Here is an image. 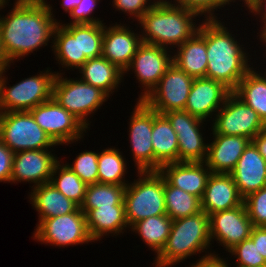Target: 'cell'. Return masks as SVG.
<instances>
[{
    "mask_svg": "<svg viewBox=\"0 0 266 267\" xmlns=\"http://www.w3.org/2000/svg\"><path fill=\"white\" fill-rule=\"evenodd\" d=\"M14 5L7 17L0 16V40L10 63L47 45L58 23L52 6Z\"/></svg>",
    "mask_w": 266,
    "mask_h": 267,
    "instance_id": "6da1fadb",
    "label": "cell"
},
{
    "mask_svg": "<svg viewBox=\"0 0 266 267\" xmlns=\"http://www.w3.org/2000/svg\"><path fill=\"white\" fill-rule=\"evenodd\" d=\"M219 21L206 19V78L219 81L233 91L252 67H249L248 53L243 51L244 47Z\"/></svg>",
    "mask_w": 266,
    "mask_h": 267,
    "instance_id": "7a4b0ae2",
    "label": "cell"
},
{
    "mask_svg": "<svg viewBox=\"0 0 266 267\" xmlns=\"http://www.w3.org/2000/svg\"><path fill=\"white\" fill-rule=\"evenodd\" d=\"M197 16L199 14L192 10L158 0L138 20L144 31L139 35L143 43L163 48H169L168 45L179 47L198 32L199 26L193 22Z\"/></svg>",
    "mask_w": 266,
    "mask_h": 267,
    "instance_id": "3957f363",
    "label": "cell"
},
{
    "mask_svg": "<svg viewBox=\"0 0 266 267\" xmlns=\"http://www.w3.org/2000/svg\"><path fill=\"white\" fill-rule=\"evenodd\" d=\"M209 215L203 210L172 221L169 237L156 255V267H171L211 245ZM197 252V253H196ZM176 263V264H175Z\"/></svg>",
    "mask_w": 266,
    "mask_h": 267,
    "instance_id": "277c9868",
    "label": "cell"
},
{
    "mask_svg": "<svg viewBox=\"0 0 266 267\" xmlns=\"http://www.w3.org/2000/svg\"><path fill=\"white\" fill-rule=\"evenodd\" d=\"M138 176L136 181L126 186L124 193L125 217L129 228L140 220L167 214L164 176L159 171L138 172Z\"/></svg>",
    "mask_w": 266,
    "mask_h": 267,
    "instance_id": "5b68a950",
    "label": "cell"
},
{
    "mask_svg": "<svg viewBox=\"0 0 266 267\" xmlns=\"http://www.w3.org/2000/svg\"><path fill=\"white\" fill-rule=\"evenodd\" d=\"M25 78L19 83L7 88L4 75H0V112L30 111L37 105L52 98L53 83L56 72L53 74L47 68L46 72Z\"/></svg>",
    "mask_w": 266,
    "mask_h": 267,
    "instance_id": "8992f818",
    "label": "cell"
},
{
    "mask_svg": "<svg viewBox=\"0 0 266 267\" xmlns=\"http://www.w3.org/2000/svg\"><path fill=\"white\" fill-rule=\"evenodd\" d=\"M0 140L14 153L57 146L29 111L1 112Z\"/></svg>",
    "mask_w": 266,
    "mask_h": 267,
    "instance_id": "52a82bcc",
    "label": "cell"
},
{
    "mask_svg": "<svg viewBox=\"0 0 266 267\" xmlns=\"http://www.w3.org/2000/svg\"><path fill=\"white\" fill-rule=\"evenodd\" d=\"M52 97L68 112L89 128L88 115L103 105L109 98L103 91L89 83L79 80L62 78L56 73L53 83Z\"/></svg>",
    "mask_w": 266,
    "mask_h": 267,
    "instance_id": "ba28073f",
    "label": "cell"
},
{
    "mask_svg": "<svg viewBox=\"0 0 266 267\" xmlns=\"http://www.w3.org/2000/svg\"><path fill=\"white\" fill-rule=\"evenodd\" d=\"M213 119L212 134L243 136L250 141L262 132L266 125L257 112L231 92Z\"/></svg>",
    "mask_w": 266,
    "mask_h": 267,
    "instance_id": "9c48e42d",
    "label": "cell"
},
{
    "mask_svg": "<svg viewBox=\"0 0 266 267\" xmlns=\"http://www.w3.org/2000/svg\"><path fill=\"white\" fill-rule=\"evenodd\" d=\"M29 112L57 145L78 141L87 129L77 117L63 108L53 97Z\"/></svg>",
    "mask_w": 266,
    "mask_h": 267,
    "instance_id": "30bf717a",
    "label": "cell"
},
{
    "mask_svg": "<svg viewBox=\"0 0 266 267\" xmlns=\"http://www.w3.org/2000/svg\"><path fill=\"white\" fill-rule=\"evenodd\" d=\"M34 239L55 246H71L92 242L87 230L86 216L78 207L70 214L43 219L38 222Z\"/></svg>",
    "mask_w": 266,
    "mask_h": 267,
    "instance_id": "8fae6325",
    "label": "cell"
},
{
    "mask_svg": "<svg viewBox=\"0 0 266 267\" xmlns=\"http://www.w3.org/2000/svg\"><path fill=\"white\" fill-rule=\"evenodd\" d=\"M193 81L173 63L143 101L159 114L184 110Z\"/></svg>",
    "mask_w": 266,
    "mask_h": 267,
    "instance_id": "7c38bea8",
    "label": "cell"
},
{
    "mask_svg": "<svg viewBox=\"0 0 266 267\" xmlns=\"http://www.w3.org/2000/svg\"><path fill=\"white\" fill-rule=\"evenodd\" d=\"M178 137V162H205L208 145L204 143L198 119L185 110L163 114Z\"/></svg>",
    "mask_w": 266,
    "mask_h": 267,
    "instance_id": "4fadbf2b",
    "label": "cell"
},
{
    "mask_svg": "<svg viewBox=\"0 0 266 267\" xmlns=\"http://www.w3.org/2000/svg\"><path fill=\"white\" fill-rule=\"evenodd\" d=\"M167 49L142 43L132 61L124 73L132 69L142 87L145 89L141 92L138 100H143L157 86L161 77L167 69L173 64V56L167 53Z\"/></svg>",
    "mask_w": 266,
    "mask_h": 267,
    "instance_id": "5bb4252c",
    "label": "cell"
},
{
    "mask_svg": "<svg viewBox=\"0 0 266 267\" xmlns=\"http://www.w3.org/2000/svg\"><path fill=\"white\" fill-rule=\"evenodd\" d=\"M130 116L129 138L138 172L153 171V109L138 100Z\"/></svg>",
    "mask_w": 266,
    "mask_h": 267,
    "instance_id": "9a60e30c",
    "label": "cell"
},
{
    "mask_svg": "<svg viewBox=\"0 0 266 267\" xmlns=\"http://www.w3.org/2000/svg\"><path fill=\"white\" fill-rule=\"evenodd\" d=\"M211 240L217 239L226 251L250 238L253 228L244 203L238 207L209 215Z\"/></svg>",
    "mask_w": 266,
    "mask_h": 267,
    "instance_id": "2e32d148",
    "label": "cell"
},
{
    "mask_svg": "<svg viewBox=\"0 0 266 267\" xmlns=\"http://www.w3.org/2000/svg\"><path fill=\"white\" fill-rule=\"evenodd\" d=\"M54 156L49 149L14 153L10 182L27 181L35 186L49 183L54 167L59 161Z\"/></svg>",
    "mask_w": 266,
    "mask_h": 267,
    "instance_id": "e0dca14e",
    "label": "cell"
},
{
    "mask_svg": "<svg viewBox=\"0 0 266 267\" xmlns=\"http://www.w3.org/2000/svg\"><path fill=\"white\" fill-rule=\"evenodd\" d=\"M231 92L219 81L206 77L194 78L184 110L205 122L207 117L212 118L221 108Z\"/></svg>",
    "mask_w": 266,
    "mask_h": 267,
    "instance_id": "ac0fdd59",
    "label": "cell"
},
{
    "mask_svg": "<svg viewBox=\"0 0 266 267\" xmlns=\"http://www.w3.org/2000/svg\"><path fill=\"white\" fill-rule=\"evenodd\" d=\"M142 43L141 36L121 23L104 26L102 56L125 72Z\"/></svg>",
    "mask_w": 266,
    "mask_h": 267,
    "instance_id": "d6986e66",
    "label": "cell"
},
{
    "mask_svg": "<svg viewBox=\"0 0 266 267\" xmlns=\"http://www.w3.org/2000/svg\"><path fill=\"white\" fill-rule=\"evenodd\" d=\"M230 175L243 198L266 186V160L252 141L245 147Z\"/></svg>",
    "mask_w": 266,
    "mask_h": 267,
    "instance_id": "ffe728a7",
    "label": "cell"
},
{
    "mask_svg": "<svg viewBox=\"0 0 266 267\" xmlns=\"http://www.w3.org/2000/svg\"><path fill=\"white\" fill-rule=\"evenodd\" d=\"M159 172L174 187L202 199L209 176L205 162H175L163 165Z\"/></svg>",
    "mask_w": 266,
    "mask_h": 267,
    "instance_id": "44dd1931",
    "label": "cell"
},
{
    "mask_svg": "<svg viewBox=\"0 0 266 267\" xmlns=\"http://www.w3.org/2000/svg\"><path fill=\"white\" fill-rule=\"evenodd\" d=\"M244 198L230 174L212 173L201 199V208L208 215L238 207Z\"/></svg>",
    "mask_w": 266,
    "mask_h": 267,
    "instance_id": "7402d4cb",
    "label": "cell"
},
{
    "mask_svg": "<svg viewBox=\"0 0 266 267\" xmlns=\"http://www.w3.org/2000/svg\"><path fill=\"white\" fill-rule=\"evenodd\" d=\"M205 163L212 173L230 174L250 140L243 136L213 134Z\"/></svg>",
    "mask_w": 266,
    "mask_h": 267,
    "instance_id": "603a6c76",
    "label": "cell"
},
{
    "mask_svg": "<svg viewBox=\"0 0 266 267\" xmlns=\"http://www.w3.org/2000/svg\"><path fill=\"white\" fill-rule=\"evenodd\" d=\"M204 22V23H203ZM199 24L198 32L186 40L173 56V63L193 78L206 77L207 49H206V19Z\"/></svg>",
    "mask_w": 266,
    "mask_h": 267,
    "instance_id": "cb8c5ba5",
    "label": "cell"
},
{
    "mask_svg": "<svg viewBox=\"0 0 266 267\" xmlns=\"http://www.w3.org/2000/svg\"><path fill=\"white\" fill-rule=\"evenodd\" d=\"M153 171L169 163L178 162V137L169 120L153 109Z\"/></svg>",
    "mask_w": 266,
    "mask_h": 267,
    "instance_id": "d4e9b609",
    "label": "cell"
},
{
    "mask_svg": "<svg viewBox=\"0 0 266 267\" xmlns=\"http://www.w3.org/2000/svg\"><path fill=\"white\" fill-rule=\"evenodd\" d=\"M81 211L86 216L87 230L93 242L109 233H124V227H129L125 217V206L98 207Z\"/></svg>",
    "mask_w": 266,
    "mask_h": 267,
    "instance_id": "484cf974",
    "label": "cell"
},
{
    "mask_svg": "<svg viewBox=\"0 0 266 267\" xmlns=\"http://www.w3.org/2000/svg\"><path fill=\"white\" fill-rule=\"evenodd\" d=\"M31 188H33V192L30 194V200L33 207L39 212V222L43 219L70 214L79 207L50 182L38 186L33 185Z\"/></svg>",
    "mask_w": 266,
    "mask_h": 267,
    "instance_id": "4316f807",
    "label": "cell"
},
{
    "mask_svg": "<svg viewBox=\"0 0 266 267\" xmlns=\"http://www.w3.org/2000/svg\"><path fill=\"white\" fill-rule=\"evenodd\" d=\"M79 71L82 73V81L99 88L108 97L119 86L124 76L122 70L103 56L88 59Z\"/></svg>",
    "mask_w": 266,
    "mask_h": 267,
    "instance_id": "83f0119b",
    "label": "cell"
},
{
    "mask_svg": "<svg viewBox=\"0 0 266 267\" xmlns=\"http://www.w3.org/2000/svg\"><path fill=\"white\" fill-rule=\"evenodd\" d=\"M252 69L254 68L247 72L232 92L256 111L266 125V74L261 76Z\"/></svg>",
    "mask_w": 266,
    "mask_h": 267,
    "instance_id": "f1b7e54d",
    "label": "cell"
},
{
    "mask_svg": "<svg viewBox=\"0 0 266 267\" xmlns=\"http://www.w3.org/2000/svg\"><path fill=\"white\" fill-rule=\"evenodd\" d=\"M53 39L54 55L62 67L79 69L78 24L57 23Z\"/></svg>",
    "mask_w": 266,
    "mask_h": 267,
    "instance_id": "f546056e",
    "label": "cell"
},
{
    "mask_svg": "<svg viewBox=\"0 0 266 267\" xmlns=\"http://www.w3.org/2000/svg\"><path fill=\"white\" fill-rule=\"evenodd\" d=\"M172 221L167 214L151 216L134 223L130 228L158 255L167 242Z\"/></svg>",
    "mask_w": 266,
    "mask_h": 267,
    "instance_id": "4dcf8cb0",
    "label": "cell"
},
{
    "mask_svg": "<svg viewBox=\"0 0 266 267\" xmlns=\"http://www.w3.org/2000/svg\"><path fill=\"white\" fill-rule=\"evenodd\" d=\"M164 197L166 213L172 220L189 217L202 211L199 197L172 186L165 178Z\"/></svg>",
    "mask_w": 266,
    "mask_h": 267,
    "instance_id": "1f68e13d",
    "label": "cell"
},
{
    "mask_svg": "<svg viewBox=\"0 0 266 267\" xmlns=\"http://www.w3.org/2000/svg\"><path fill=\"white\" fill-rule=\"evenodd\" d=\"M126 161L115 148L104 149L98 156V183L127 186Z\"/></svg>",
    "mask_w": 266,
    "mask_h": 267,
    "instance_id": "d6a6232c",
    "label": "cell"
},
{
    "mask_svg": "<svg viewBox=\"0 0 266 267\" xmlns=\"http://www.w3.org/2000/svg\"><path fill=\"white\" fill-rule=\"evenodd\" d=\"M126 186L94 183L87 185L85 199L81 209L98 207L125 206L124 193Z\"/></svg>",
    "mask_w": 266,
    "mask_h": 267,
    "instance_id": "836d02e7",
    "label": "cell"
},
{
    "mask_svg": "<svg viewBox=\"0 0 266 267\" xmlns=\"http://www.w3.org/2000/svg\"><path fill=\"white\" fill-rule=\"evenodd\" d=\"M58 161L51 175L50 183L66 198L71 199L79 207L83 204L87 185L67 166ZM56 173H58V176Z\"/></svg>",
    "mask_w": 266,
    "mask_h": 267,
    "instance_id": "e575fe53",
    "label": "cell"
},
{
    "mask_svg": "<svg viewBox=\"0 0 266 267\" xmlns=\"http://www.w3.org/2000/svg\"><path fill=\"white\" fill-rule=\"evenodd\" d=\"M104 23L78 24L79 68L90 58L102 56Z\"/></svg>",
    "mask_w": 266,
    "mask_h": 267,
    "instance_id": "d590c367",
    "label": "cell"
},
{
    "mask_svg": "<svg viewBox=\"0 0 266 267\" xmlns=\"http://www.w3.org/2000/svg\"><path fill=\"white\" fill-rule=\"evenodd\" d=\"M98 156L99 153L83 151L76 156L73 164L67 166L86 184L98 183Z\"/></svg>",
    "mask_w": 266,
    "mask_h": 267,
    "instance_id": "8d00e7d4",
    "label": "cell"
},
{
    "mask_svg": "<svg viewBox=\"0 0 266 267\" xmlns=\"http://www.w3.org/2000/svg\"><path fill=\"white\" fill-rule=\"evenodd\" d=\"M228 252L232 256H236V267H266L265 258L259 253L257 246L250 238L235 245Z\"/></svg>",
    "mask_w": 266,
    "mask_h": 267,
    "instance_id": "74e56055",
    "label": "cell"
},
{
    "mask_svg": "<svg viewBox=\"0 0 266 267\" xmlns=\"http://www.w3.org/2000/svg\"><path fill=\"white\" fill-rule=\"evenodd\" d=\"M243 203L253 226H266V186L247 195Z\"/></svg>",
    "mask_w": 266,
    "mask_h": 267,
    "instance_id": "f35d334b",
    "label": "cell"
},
{
    "mask_svg": "<svg viewBox=\"0 0 266 267\" xmlns=\"http://www.w3.org/2000/svg\"><path fill=\"white\" fill-rule=\"evenodd\" d=\"M175 4L192 10L201 16L203 14L206 19H214V17L217 19V16H213L214 11L217 8L224 7L226 4H230V2L229 0H175Z\"/></svg>",
    "mask_w": 266,
    "mask_h": 267,
    "instance_id": "ab89813d",
    "label": "cell"
},
{
    "mask_svg": "<svg viewBox=\"0 0 266 267\" xmlns=\"http://www.w3.org/2000/svg\"><path fill=\"white\" fill-rule=\"evenodd\" d=\"M100 0H81V2L70 12L73 22L70 24H97L102 23L99 18L91 17L97 2Z\"/></svg>",
    "mask_w": 266,
    "mask_h": 267,
    "instance_id": "60d3db41",
    "label": "cell"
},
{
    "mask_svg": "<svg viewBox=\"0 0 266 267\" xmlns=\"http://www.w3.org/2000/svg\"><path fill=\"white\" fill-rule=\"evenodd\" d=\"M149 0H113L112 3H114V7L117 10H121L122 12H125L126 14H130V16L136 17L137 20H139L143 14L148 11L154 4L148 3ZM147 4V5H146Z\"/></svg>",
    "mask_w": 266,
    "mask_h": 267,
    "instance_id": "b9f144b4",
    "label": "cell"
},
{
    "mask_svg": "<svg viewBox=\"0 0 266 267\" xmlns=\"http://www.w3.org/2000/svg\"><path fill=\"white\" fill-rule=\"evenodd\" d=\"M14 152L0 140V182H9L12 174Z\"/></svg>",
    "mask_w": 266,
    "mask_h": 267,
    "instance_id": "7bdbcfd3",
    "label": "cell"
},
{
    "mask_svg": "<svg viewBox=\"0 0 266 267\" xmlns=\"http://www.w3.org/2000/svg\"><path fill=\"white\" fill-rule=\"evenodd\" d=\"M250 239L257 246V250L266 260V226H253Z\"/></svg>",
    "mask_w": 266,
    "mask_h": 267,
    "instance_id": "ee69618b",
    "label": "cell"
},
{
    "mask_svg": "<svg viewBox=\"0 0 266 267\" xmlns=\"http://www.w3.org/2000/svg\"><path fill=\"white\" fill-rule=\"evenodd\" d=\"M198 262L192 264L191 267H229L228 263L222 258L218 257V254L209 253L208 255L201 257Z\"/></svg>",
    "mask_w": 266,
    "mask_h": 267,
    "instance_id": "f6af8a7d",
    "label": "cell"
},
{
    "mask_svg": "<svg viewBox=\"0 0 266 267\" xmlns=\"http://www.w3.org/2000/svg\"><path fill=\"white\" fill-rule=\"evenodd\" d=\"M247 7L255 15L262 13L260 17L264 20V25L266 24V0H253Z\"/></svg>",
    "mask_w": 266,
    "mask_h": 267,
    "instance_id": "bcb514c9",
    "label": "cell"
},
{
    "mask_svg": "<svg viewBox=\"0 0 266 267\" xmlns=\"http://www.w3.org/2000/svg\"><path fill=\"white\" fill-rule=\"evenodd\" d=\"M252 142L257 147L261 156L266 160V128L262 132L258 133Z\"/></svg>",
    "mask_w": 266,
    "mask_h": 267,
    "instance_id": "7dc6e473",
    "label": "cell"
},
{
    "mask_svg": "<svg viewBox=\"0 0 266 267\" xmlns=\"http://www.w3.org/2000/svg\"><path fill=\"white\" fill-rule=\"evenodd\" d=\"M10 62L9 60L7 59L4 51H3V47H2V43H1V40H0V75L3 74V72L5 73L8 69V67H10Z\"/></svg>",
    "mask_w": 266,
    "mask_h": 267,
    "instance_id": "c3c4849f",
    "label": "cell"
},
{
    "mask_svg": "<svg viewBox=\"0 0 266 267\" xmlns=\"http://www.w3.org/2000/svg\"><path fill=\"white\" fill-rule=\"evenodd\" d=\"M17 5L50 6L45 0H16Z\"/></svg>",
    "mask_w": 266,
    "mask_h": 267,
    "instance_id": "681fc988",
    "label": "cell"
},
{
    "mask_svg": "<svg viewBox=\"0 0 266 267\" xmlns=\"http://www.w3.org/2000/svg\"><path fill=\"white\" fill-rule=\"evenodd\" d=\"M81 0H62L61 6L63 7L64 11L69 13L74 9Z\"/></svg>",
    "mask_w": 266,
    "mask_h": 267,
    "instance_id": "f907efd6",
    "label": "cell"
},
{
    "mask_svg": "<svg viewBox=\"0 0 266 267\" xmlns=\"http://www.w3.org/2000/svg\"><path fill=\"white\" fill-rule=\"evenodd\" d=\"M263 30H261L260 38L263 40L262 42L266 43V24L263 26Z\"/></svg>",
    "mask_w": 266,
    "mask_h": 267,
    "instance_id": "816d5d0a",
    "label": "cell"
},
{
    "mask_svg": "<svg viewBox=\"0 0 266 267\" xmlns=\"http://www.w3.org/2000/svg\"><path fill=\"white\" fill-rule=\"evenodd\" d=\"M7 1H8V0H0V10H1L3 7L5 8L4 5L7 4Z\"/></svg>",
    "mask_w": 266,
    "mask_h": 267,
    "instance_id": "f5cc1de1",
    "label": "cell"
},
{
    "mask_svg": "<svg viewBox=\"0 0 266 267\" xmlns=\"http://www.w3.org/2000/svg\"><path fill=\"white\" fill-rule=\"evenodd\" d=\"M233 1V3L235 2V0H229V2H232ZM245 3H246V5L245 6H248L253 0H243Z\"/></svg>",
    "mask_w": 266,
    "mask_h": 267,
    "instance_id": "db71d44e",
    "label": "cell"
}]
</instances>
